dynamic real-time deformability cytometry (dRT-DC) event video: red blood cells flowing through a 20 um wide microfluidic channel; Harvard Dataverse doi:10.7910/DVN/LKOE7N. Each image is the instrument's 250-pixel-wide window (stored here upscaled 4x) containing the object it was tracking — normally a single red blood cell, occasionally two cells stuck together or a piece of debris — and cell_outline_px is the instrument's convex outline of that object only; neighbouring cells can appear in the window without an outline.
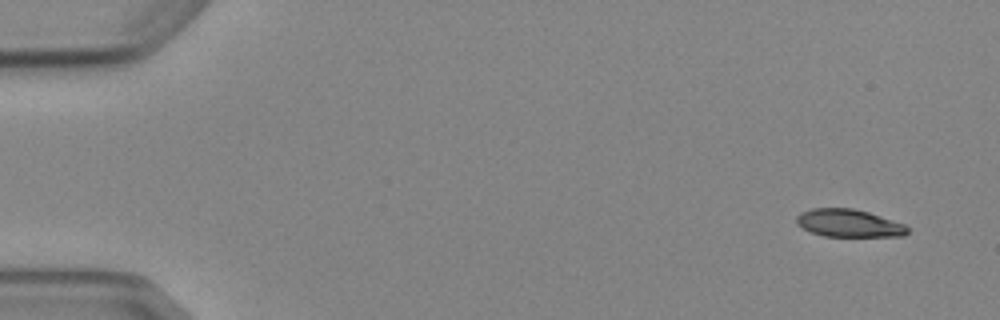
{"species": "Egyptian fruit bat (a non-hibernating species)", "species_latin": "Rousettus aegyptiacus", "temperature_condition": "cold", "stored_images_in_passage": 4, "camera_frame_rate_fps": 3000, "um_per_image_px": 0.085, "animal": {"sex": "female"}, "frame": {"image": 1, "passage_image": 1, "time_ms": 0.0, "image_size_px": [1000, 320], "cell_outline_px": [[908, 232], [904, 236], [824, 236], [812, 232], [796, 224], [796, 216], [800, 212], [812, 208], [852, 208], [868, 212], [904, 224], [908, 228]], "centroid_in_image_um": [72.12, 18.96], "position_along_channel_um": 12.9, "area_um2": 17.8}}
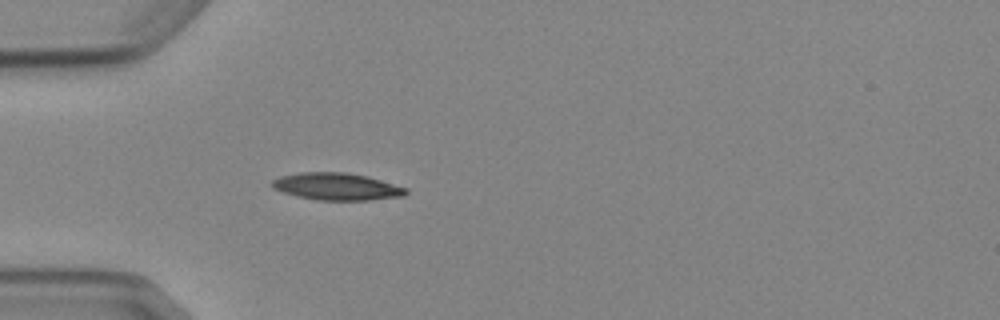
{"frame": {"image": 2, "passage_image": 4, "time_ms": 4.333, "image_size_px": [1000, 320], "cell_outline_px": [[408, 192], [404, 196], [368, 200], [316, 200], [296, 196], [272, 188], [272, 180], [280, 176], [300, 172], [344, 172], [368, 176], [408, 188]], "centroid_in_image_um": [28.63, 15.85], "position_along_channel_um": 56.4, "area_um2": 21.27}}